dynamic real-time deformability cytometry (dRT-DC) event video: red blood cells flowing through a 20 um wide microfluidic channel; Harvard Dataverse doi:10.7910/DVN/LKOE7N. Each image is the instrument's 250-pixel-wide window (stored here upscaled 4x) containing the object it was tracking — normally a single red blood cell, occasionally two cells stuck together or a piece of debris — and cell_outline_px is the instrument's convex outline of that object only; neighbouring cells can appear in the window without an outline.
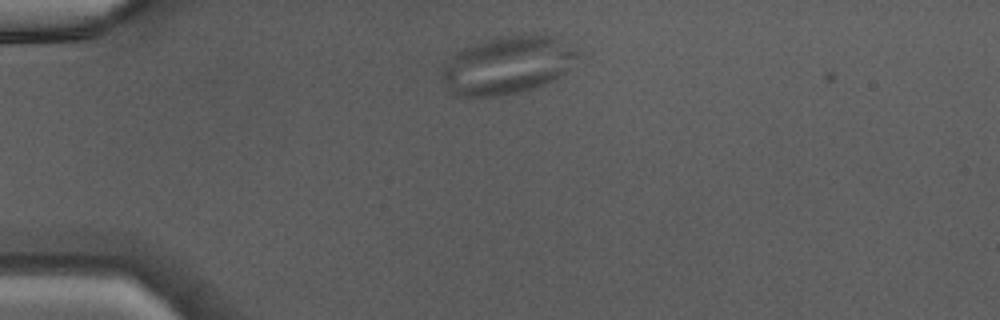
{"species": "Egyptian fruit bat (a non-hibernating species)", "species_latin": "Rousettus aegyptiacus", "temperature_condition": "warm", "stored_images_in_passage": 35, "camera_frame_rate_fps": 3000, "um_per_image_px": 0.085, "animal": {"sex": "male"}, "frame": {"image": 1, "passage_image": 1, "time_ms": 0.0, "image_size_px": [1000, 320], "cell_outline_px": [[580, 56], [572, 68], [552, 80], [536, 88], [500, 96], [452, 96], [444, 80], [444, 68], [460, 48], [484, 40], [500, 36], [544, 32], [576, 40], [580, 52]], "centroid_in_image_um": [43.32, 5.46], "position_along_channel_um": 41.7, "area_um2": 47.11}}
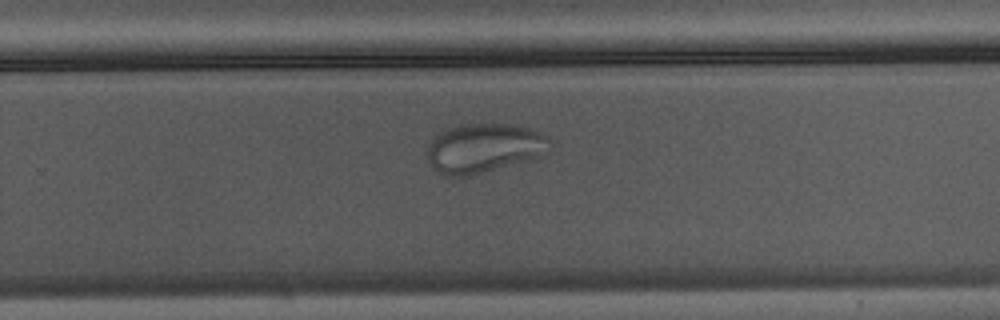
{"frame": {"image": 2, "passage_image": 20, "time_ms": 6.333, "image_size_px": [1000, 320], "cell_outline_px": [[552, 144], [548, 152], [536, 160], [464, 176], [444, 176], [428, 160], [428, 144], [440, 132], [448, 128], [460, 124], [516, 124], [532, 128], [548, 136], [552, 140]], "centroid_in_image_um": [41.25, 12.57], "position_along_channel_um": 288.5, "area_um2": 35.66}}